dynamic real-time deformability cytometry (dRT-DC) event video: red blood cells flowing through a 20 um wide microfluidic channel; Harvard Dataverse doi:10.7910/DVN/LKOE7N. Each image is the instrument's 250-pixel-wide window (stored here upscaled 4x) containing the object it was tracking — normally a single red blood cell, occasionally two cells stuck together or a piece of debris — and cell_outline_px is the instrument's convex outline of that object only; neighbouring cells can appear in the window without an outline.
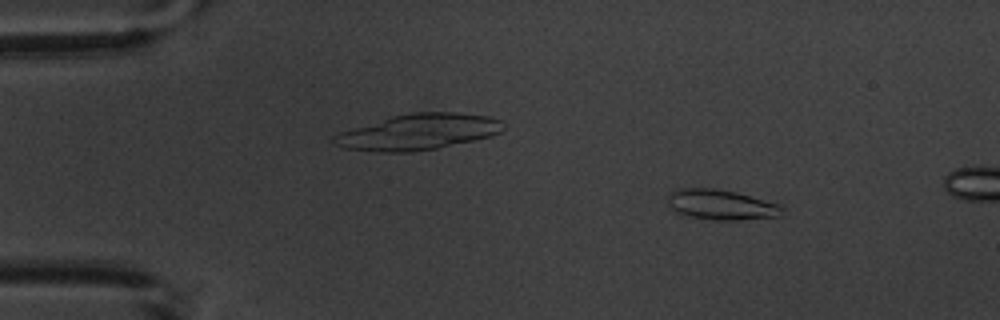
{"species": "common noctule bat (a hibernating species)", "species_latin": "Nyctalus noctula", "temperature_condition": "warm", "stored_images_in_passage": 5, "camera_frame_rate_fps": 3000, "um_per_image_px": 0.085, "animal": {"sex": "male", "body_mass_g": 20.1, "forearm_length_mm": 53.5}, "frame": {"image": 1, "passage_image": 2, "time_ms": 1.0, "image_size_px": [1000, 320], "cell_outline_px": [[784, 208], [780, 216], [736, 220], [716, 220], [688, 216], [676, 212], [668, 204], [668, 196], [672, 192], [680, 188], [712, 188], [736, 192], [780, 204]], "centroid_in_image_um": [61.3, 17.4], "position_along_channel_um": 23.7, "area_um2": 20.0}}